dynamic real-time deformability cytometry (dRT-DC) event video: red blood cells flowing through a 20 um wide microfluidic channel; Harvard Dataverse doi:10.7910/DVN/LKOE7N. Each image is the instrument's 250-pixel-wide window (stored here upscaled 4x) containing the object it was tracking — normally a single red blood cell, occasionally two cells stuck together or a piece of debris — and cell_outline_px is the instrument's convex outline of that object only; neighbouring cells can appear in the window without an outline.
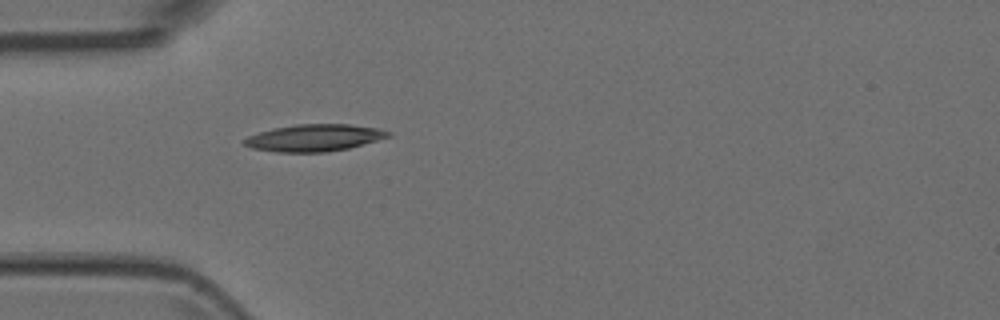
{"species": "Egyptian fruit bat (a non-hibernating species)", "species_latin": "Rousettus aegyptiacus", "temperature_condition": "room temperature", "stored_images_in_passage": 1, "camera_frame_rate_fps": 3000, "um_per_image_px": 0.085, "animal": {"sex": "female"}, "frame": {"image": 1, "passage_image": 1, "time_ms": 0.0, "image_size_px": [1000, 320], "cell_outline_px": [[392, 136], [348, 148], [324, 152], [276, 152], [252, 148], [244, 144], [244, 140], [248, 136], [272, 128], [296, 124], [348, 124], [380, 128], [392, 132]], "centroid_in_image_um": [26.74, 11.7], "position_along_channel_um": 58.3, "area_um2": 22.6}}